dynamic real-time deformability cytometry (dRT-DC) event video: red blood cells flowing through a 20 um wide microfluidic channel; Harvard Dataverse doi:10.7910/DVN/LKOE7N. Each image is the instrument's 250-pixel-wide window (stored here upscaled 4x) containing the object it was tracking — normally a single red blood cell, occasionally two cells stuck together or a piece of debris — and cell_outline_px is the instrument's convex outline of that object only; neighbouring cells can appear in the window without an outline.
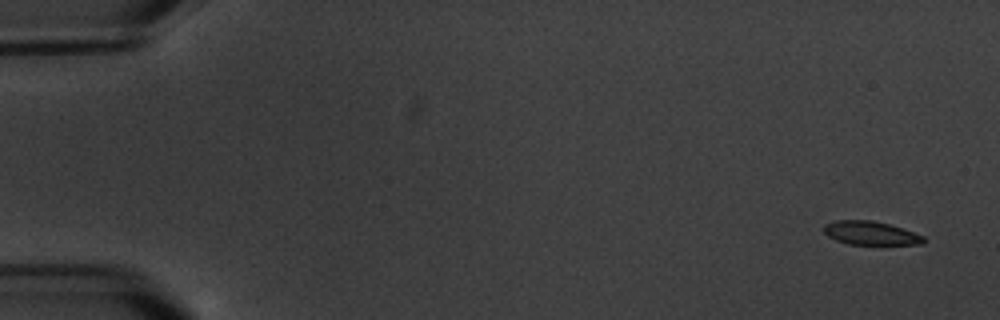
{"species": "common noctule bat (a hibernating species)", "species_latin": "Nyctalus noctula", "temperature_condition": "warm", "stored_images_in_passage": 11, "camera_frame_rate_fps": 3000, "um_per_image_px": 0.085, "animal": {"sex": "male", "body_mass_g": 20.1, "forearm_length_mm": 53.5}, "frame": {"image": 1, "passage_image": 1, "time_ms": 0.0, "image_size_px": [1000, 320], "cell_outline_px": [[924, 244], [848, 244], [836, 240], [828, 236], [824, 232], [824, 224], [836, 220], [872, 220], [888, 224], [924, 236]], "centroid_in_image_um": [73.96, 19.81], "position_along_channel_um": 11.0, "area_um2": 13.53}}
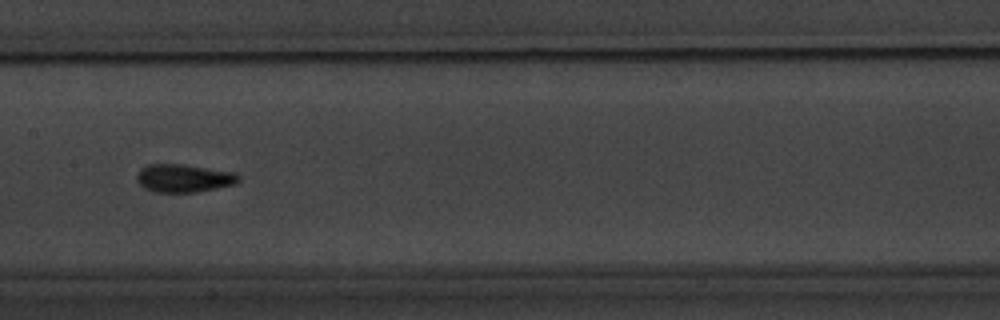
{"frame": {"image": 2, "passage_image": 9, "time_ms": 9.333, "image_size_px": [1000, 320], "cell_outline_px": [[240, 180], [236, 184], [196, 192], [156, 192], [144, 188], [136, 180], [136, 176], [140, 168], [148, 164], [184, 164], [236, 172], [240, 176]], "centroid_in_image_um": [15.63, 15.13], "position_along_channel_um": 191.8, "area_um2": 16.82}}
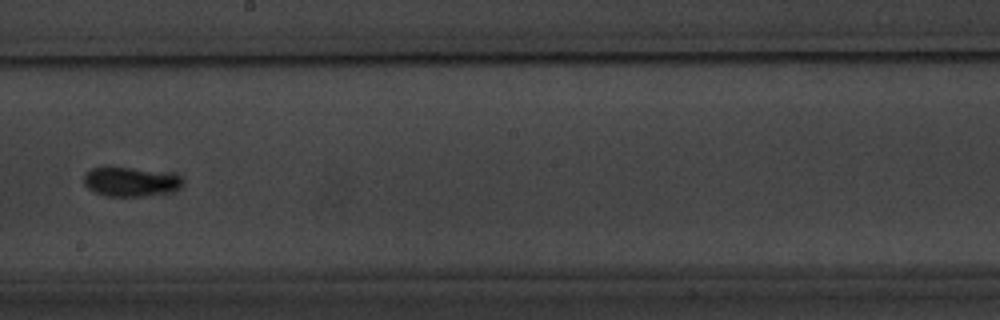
{"frame": {"image": 3, "passage_image": 10, "time_ms": 10.667, "image_size_px": [1000, 320], "cell_outline_px": [[184, 184], [180, 188], [164, 192], [144, 196], [104, 196], [88, 188], [84, 184], [84, 172], [92, 168], [108, 164], [180, 176], [184, 180]], "centroid_in_image_um": [11.0, 15.42], "position_along_channel_um": 237.2, "area_um2": 16.99}}